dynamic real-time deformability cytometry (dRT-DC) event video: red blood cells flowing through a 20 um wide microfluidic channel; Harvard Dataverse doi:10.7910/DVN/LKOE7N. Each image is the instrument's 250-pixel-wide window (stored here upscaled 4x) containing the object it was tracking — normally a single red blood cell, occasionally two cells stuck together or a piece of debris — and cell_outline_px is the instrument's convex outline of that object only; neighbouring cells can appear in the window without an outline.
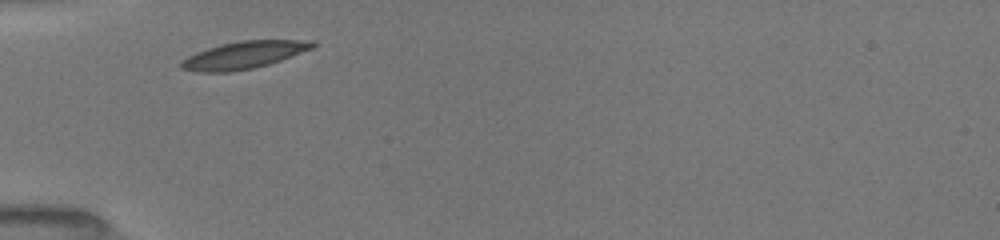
{"species": "common noctule bat (a hibernating species)", "species_latin": "Nyctalus noctula", "temperature_condition": "room temperature", "stored_images_in_passage": 19, "camera_frame_rate_fps": 3000, "um_per_image_px": 0.085, "animal": {"sex": "female", "body_mass_g": 19.5, "forearm_length_mm": 54.1}, "frame": {"image": 1, "passage_image": 1, "time_ms": 0.0, "image_size_px": [1000, 240], "cell_outline_px": [[316, 44], [312, 48], [280, 60], [268, 64], [252, 68], [232, 72], [196, 72], [180, 68], [180, 60], [196, 52], [220, 44], [240, 40], [316, 40]], "centroid_in_image_um": [20.69, 4.67], "position_along_channel_um": 64.3, "area_um2": 20.92}}
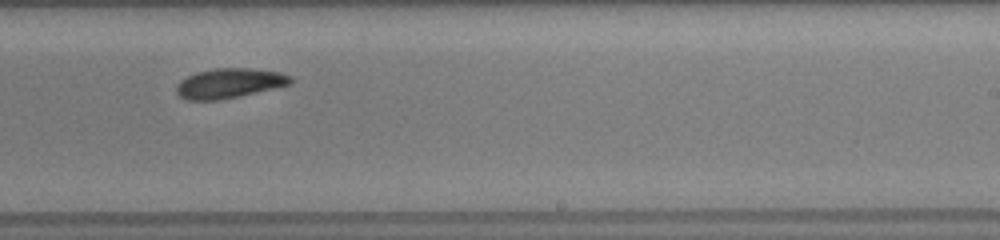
{"frame": {"image": 2, "passage_image": 11, "time_ms": 5.333, "image_size_px": [1000, 240], "cell_outline_px": [[292, 80], [288, 84], [240, 96], [220, 100], [184, 100], [176, 92], [176, 84], [180, 80], [196, 72], [216, 68], [252, 68], [280, 72], [292, 76]], "centroid_in_image_um": [19.44, 7.07], "position_along_channel_um": 269.6, "area_um2": 19.77}}
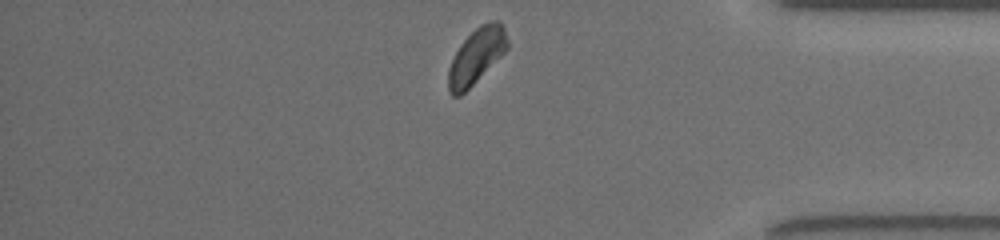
{"frame": {"image": 3, "passage_image": 19, "time_ms": 9.0, "image_size_px": [1000, 240], "cell_outline_px": [[508, 48], [460, 96], [452, 96], [448, 92], [448, 68], [460, 44], [480, 24], [488, 20], [500, 20], [504, 28], [508, 40]], "centroid_in_image_um": [40.49, 4.73], "position_along_channel_um": 394.7, "area_um2": 18.79}, "authors_computed_cell_mechanics": {"area_um2": 20.1144, "velocity_mm_per_s": 3.946, "shape_relaxation_time_tau1_ms": 3.7719, "shape_relaxation_time_tau2_ms": 4.1655, "deformation_change_tau1": 0.0856, "deformation_change_tau2": 0.0771}}